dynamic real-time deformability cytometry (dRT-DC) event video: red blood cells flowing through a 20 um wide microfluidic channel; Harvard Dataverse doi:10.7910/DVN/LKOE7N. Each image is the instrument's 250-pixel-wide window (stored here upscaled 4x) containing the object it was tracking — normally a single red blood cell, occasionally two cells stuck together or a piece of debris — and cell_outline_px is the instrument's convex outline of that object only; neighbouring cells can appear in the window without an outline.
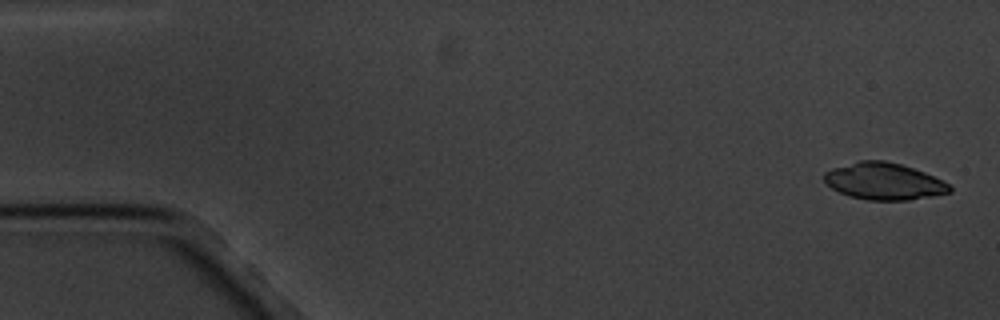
{"species": "common noctule bat (a hibernating species)", "species_latin": "Nyctalus noctula", "temperature_condition": "cold", "stored_images_in_passage": 5, "camera_frame_rate_fps": 3000, "um_per_image_px": 0.085, "animal": {"sex": "male", "body_mass_g": 20.1, "forearm_length_mm": 53.5}, "frame": {"image": 1, "passage_image": 1, "time_ms": 0.0, "image_size_px": [1000, 320], "cell_outline_px": [[952, 192], [932, 196], [908, 200], [868, 200], [848, 196], [832, 188], [824, 180], [824, 172], [832, 168], [860, 160], [884, 160], [900, 164], [924, 172], [948, 184], [952, 188]], "centroid_in_image_um": [75.12, 15.41], "position_along_channel_um": 9.9, "area_um2": 26.76}}